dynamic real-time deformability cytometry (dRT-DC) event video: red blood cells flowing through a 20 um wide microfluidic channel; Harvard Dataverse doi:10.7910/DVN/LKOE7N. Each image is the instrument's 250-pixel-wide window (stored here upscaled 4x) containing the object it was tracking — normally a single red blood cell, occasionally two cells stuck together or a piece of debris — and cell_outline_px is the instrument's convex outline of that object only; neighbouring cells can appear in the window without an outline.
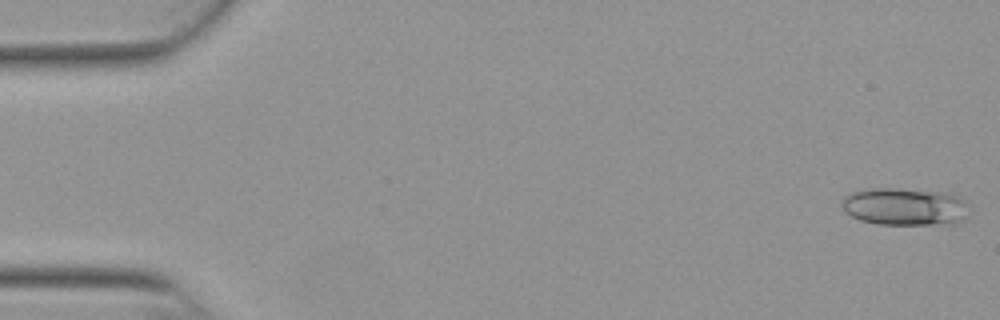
{"species": "Egyptian fruit bat (a non-hibernating species)", "species_latin": "Rousettus aegyptiacus", "temperature_condition": "warm", "stored_images_in_passage": 49, "camera_frame_rate_fps": 3000, "um_per_image_px": 0.085, "animal": {"sex": "female"}, "frame": {"image": 1, "passage_image": 1, "time_ms": 0.0, "image_size_px": [1000, 320], "cell_outline_px": [[964, 204], [960, 220], [952, 224], [876, 224], [860, 220], [852, 216], [840, 204], [844, 196], [852, 192], [872, 188], [892, 188], [944, 192], [956, 196]], "centroid_in_image_um": [76.78, 17.56], "position_along_channel_um": 8.2, "area_um2": 27.05}}
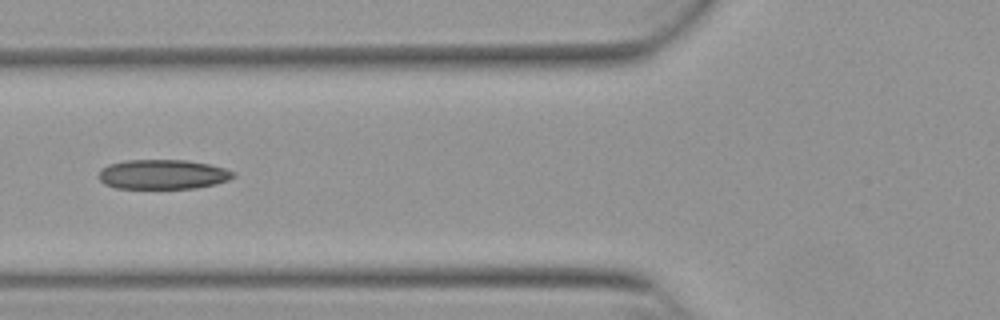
{"frame": {"image": 2, "passage_image": 20, "time_ms": 6.333, "image_size_px": [1000, 320], "cell_outline_px": [[236, 176], [228, 180], [216, 184], [196, 188], [116, 188], [104, 184], [100, 180], [100, 168], [108, 164], [128, 160], [188, 160], [208, 164], [224, 168], [236, 172]], "centroid_in_image_um": [13.86, 14.82], "position_along_channel_um": 111.9, "area_um2": 23.29}}
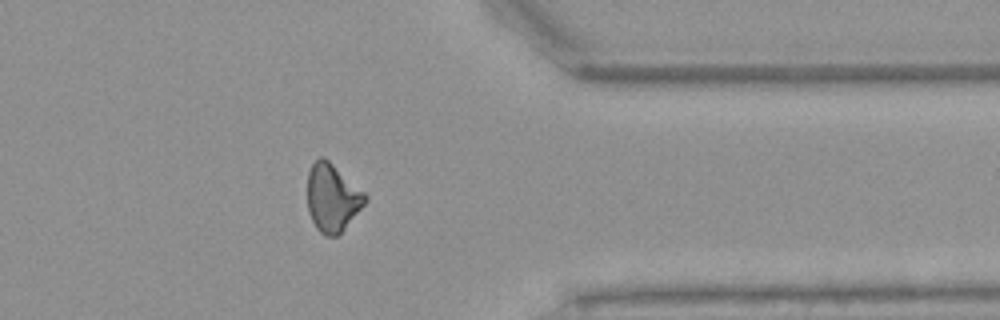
{"frame": {"image": 3, "passage_image": 42, "time_ms": 13.667, "image_size_px": [1000, 320], "cell_outline_px": [[368, 200], [344, 228], [336, 236], [324, 236], [316, 228], [308, 212], [308, 172], [312, 164], [320, 156], [324, 156], [364, 192], [368, 196]], "centroid_in_image_um": [28.24, 16.8], "position_along_channel_um": 383.2, "area_um2": 22.6}}